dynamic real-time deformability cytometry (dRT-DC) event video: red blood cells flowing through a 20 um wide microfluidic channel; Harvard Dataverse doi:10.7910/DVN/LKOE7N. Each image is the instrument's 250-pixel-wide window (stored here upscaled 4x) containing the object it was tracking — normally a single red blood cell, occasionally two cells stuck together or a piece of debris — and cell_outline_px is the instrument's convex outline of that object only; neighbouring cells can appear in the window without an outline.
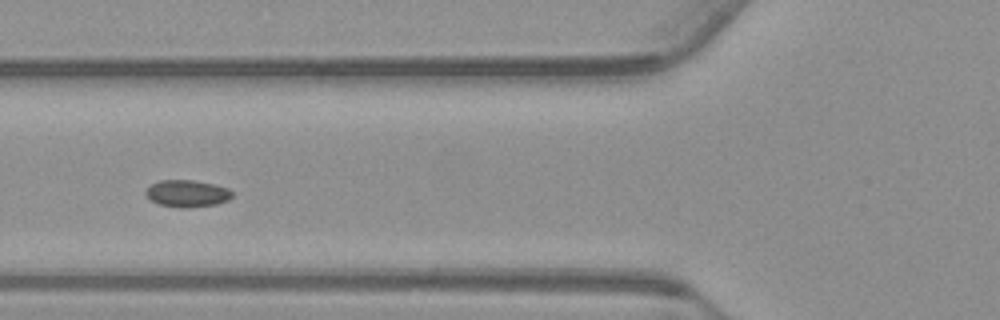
{"species": "common noctule bat (a hibernating species)", "species_latin": "Nyctalus noctula", "temperature_condition": "warm", "stored_images_in_passage": 20, "camera_frame_rate_fps": 3000, "um_per_image_px": 0.085, "animal": {"sex": "male", "body_mass_g": 23.1, "forearm_length_mm": 52.7}, "frame": {"image": 1, "passage_image": 6, "time_ms": 1.667, "image_size_px": [1000, 320], "cell_outline_px": [[232, 196], [228, 200], [216, 204], [188, 208], [176, 208], [160, 204], [152, 200], [144, 192], [152, 184], [160, 180], [192, 180], [212, 184], [228, 188], [232, 192]], "centroid_in_image_um": [15.91, 16.45], "position_along_channel_um": 109.9, "area_um2": 13.47}}
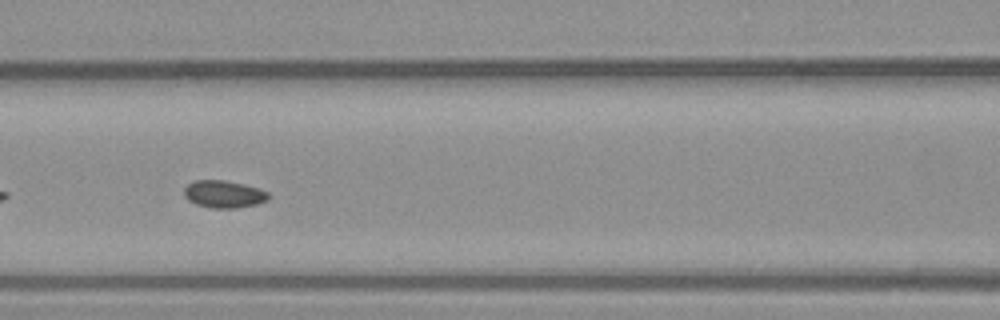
{"frame": {"image": 2, "passage_image": 9, "time_ms": 2.667, "image_size_px": [1000, 320], "cell_outline_px": [[272, 196], [268, 200], [256, 204], [236, 208], [212, 208], [196, 204], [188, 200], [184, 196], [184, 188], [188, 184], [196, 180], [224, 180], [244, 184], [260, 188], [268, 192]], "centroid_in_image_um": [19.06, 16.5], "position_along_channel_um": 147.5, "area_um2": 13.58}}
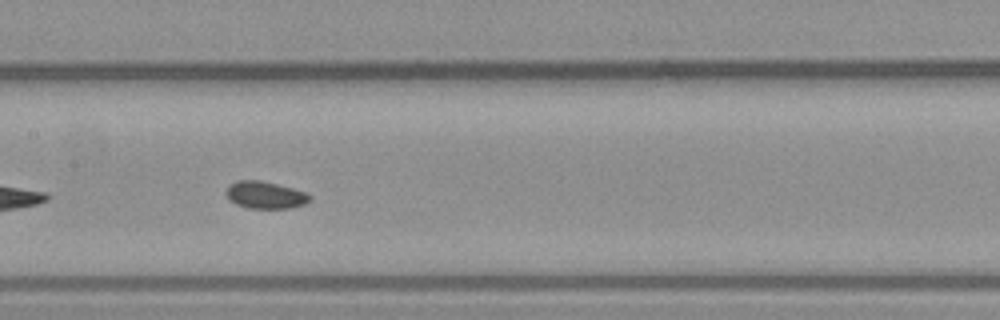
{"frame": {"image": 3, "passage_image": 12, "time_ms": 3.667, "image_size_px": [1000, 320], "cell_outline_px": [[312, 200], [304, 204], [292, 208], [248, 208], [236, 204], [228, 200], [224, 192], [228, 184], [236, 180], [260, 180], [292, 188], [304, 192], [312, 196]], "centroid_in_image_um": [22.5, 16.57], "position_along_channel_um": 184.9, "area_um2": 13.47}}